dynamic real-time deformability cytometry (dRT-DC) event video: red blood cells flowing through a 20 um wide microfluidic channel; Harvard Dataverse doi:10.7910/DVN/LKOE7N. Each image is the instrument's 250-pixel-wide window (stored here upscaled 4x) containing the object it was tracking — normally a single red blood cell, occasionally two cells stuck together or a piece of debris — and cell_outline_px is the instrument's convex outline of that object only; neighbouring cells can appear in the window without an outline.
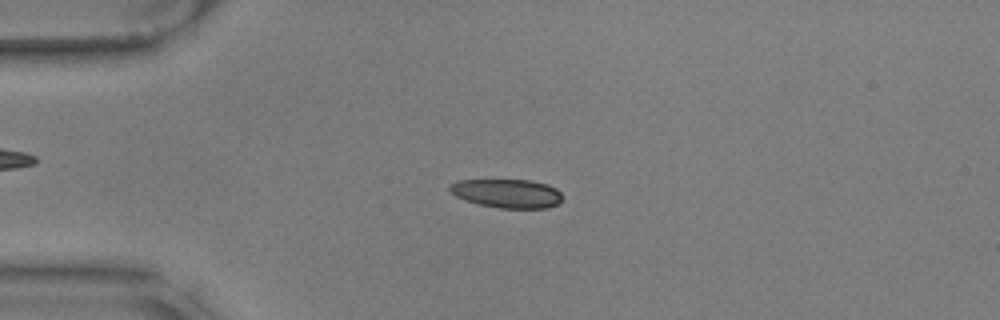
{"species": "common noctule bat (a hibernating species)", "species_latin": "Nyctalus noctula", "temperature_condition": "warm", "stored_images_in_passage": 57, "camera_frame_rate_fps": 3000, "um_per_image_px": 0.085, "animal": {"sex": "male", "body_mass_g": 17.9, "forearm_length_mm": 54.2}, "frame": {"image": 1, "passage_image": 14, "time_ms": 4.333, "image_size_px": [1000, 320], "cell_outline_px": [[560, 200], [556, 204], [548, 208], [500, 208], [480, 204], [464, 200], [456, 196], [448, 188], [448, 184], [456, 180], [532, 180], [548, 184], [556, 188], [560, 192]], "centroid_in_image_um": [43.07, 16.43], "position_along_channel_um": 41.9, "area_um2": 18.9}}
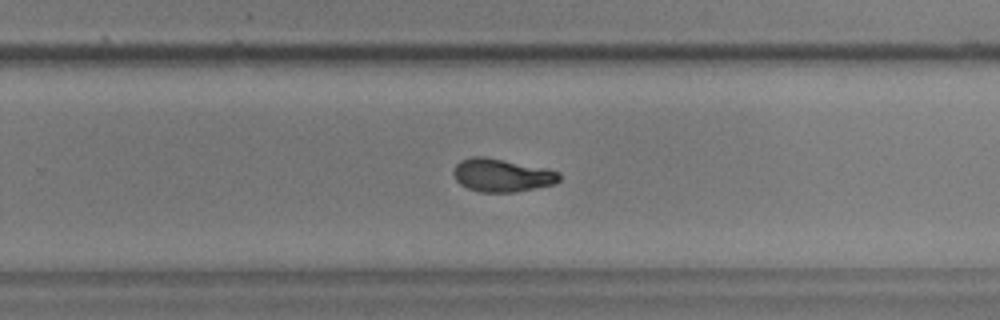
{"frame": {"image": 2, "passage_image": 37, "time_ms": 12.0, "image_size_px": [1000, 320], "cell_outline_px": [[560, 180], [556, 184], [516, 192], [480, 192], [468, 188], [460, 184], [456, 180], [452, 172], [456, 164], [460, 160], [472, 156], [484, 156], [548, 168], [560, 172]], "centroid_in_image_um": [42.68, 14.89], "position_along_channel_um": 287.1, "area_um2": 20.69}}
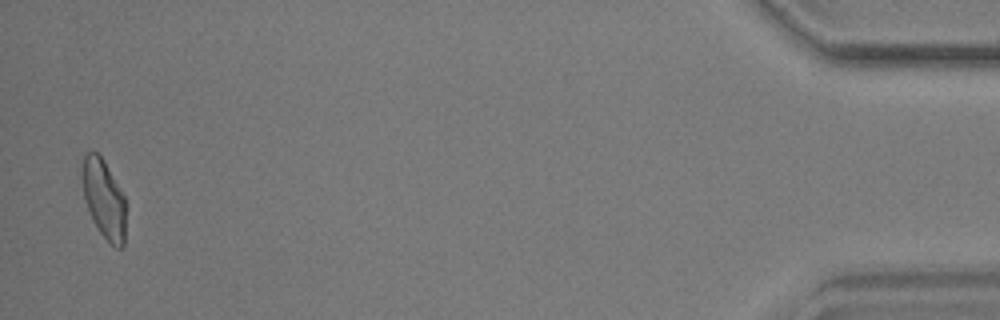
{"frame": {"image": 3, "passage_image": 56, "time_ms": 18.333, "image_size_px": [1000, 320], "cell_outline_px": [[124, 244], [120, 248], [116, 248], [100, 232], [92, 220], [84, 200], [80, 176], [80, 168], [84, 156], [88, 152], [96, 152], [104, 160], [124, 196]], "centroid_in_image_um": [8.77, 16.86], "position_along_channel_um": 426.4, "area_um2": 20.0}, "authors_computed_cell_mechanics": {"area_um2": 20.2878, "velocity_mm_per_s": 3.5327, "shape_relaxation_time_tau1_ms": 4.34, "shape_relaxation_time_tau2_ms": 1.255, "deformation_change_tau1": 0.1926, "deformation_change_tau2": 0.0715}}